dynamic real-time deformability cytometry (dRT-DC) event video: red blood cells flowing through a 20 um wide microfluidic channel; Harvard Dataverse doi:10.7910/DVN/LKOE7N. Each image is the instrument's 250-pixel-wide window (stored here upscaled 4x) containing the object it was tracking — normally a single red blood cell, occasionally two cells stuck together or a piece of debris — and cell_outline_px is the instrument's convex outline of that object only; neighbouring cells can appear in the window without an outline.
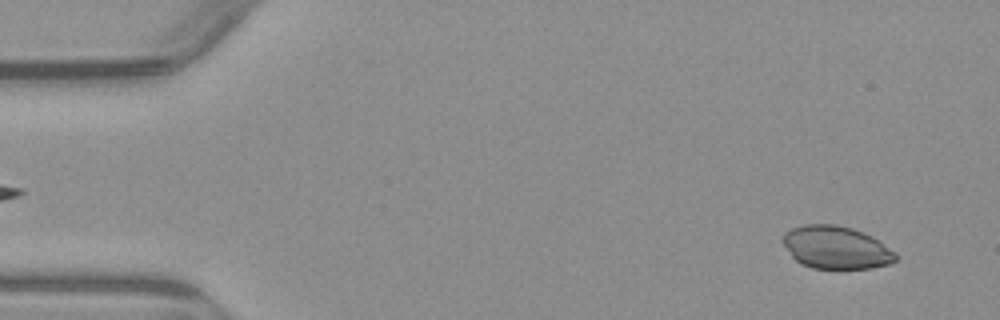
{"species": "common noctule bat (a hibernating species)", "species_latin": "Nyctalus noctula", "temperature_condition": "warm", "stored_images_in_passage": 4, "camera_frame_rate_fps": 3000, "um_per_image_px": 0.085, "animal": {"sex": "male", "body_mass_g": 23.1, "forearm_length_mm": 52.7}, "frame": {"image": 1, "passage_image": 1, "time_ms": 0.0, "image_size_px": [1000, 320], "cell_outline_px": [[900, 256], [892, 264], [872, 268], [812, 268], [800, 264], [792, 256], [780, 240], [784, 232], [792, 228], [804, 224], [836, 224], [852, 228], [864, 232], [872, 236], [896, 252]], "centroid_in_image_um": [71.08, 21.03], "position_along_channel_um": 13.9, "area_um2": 28.5}}
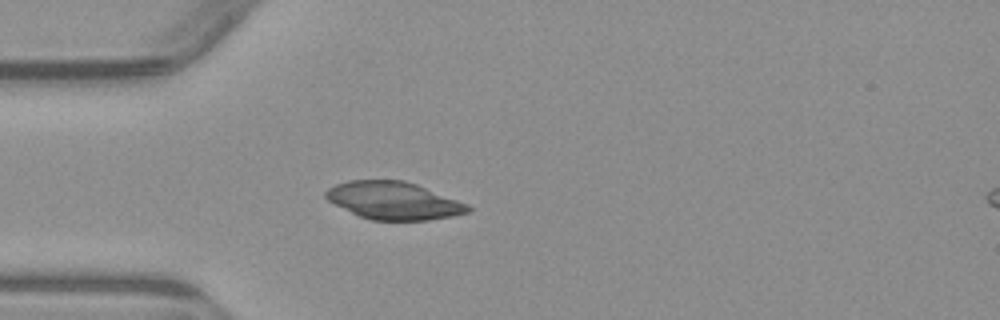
{"frame": {"image": 2, "passage_image": 4, "time_ms": 3.667, "image_size_px": [1000, 320], "cell_outline_px": [[472, 208], [468, 212], [452, 216], [428, 220], [368, 220], [328, 200], [324, 196], [324, 192], [328, 188], [336, 184], [348, 180], [404, 180], [416, 184], [468, 204]], "centroid_in_image_um": [33.45, 17.05], "position_along_channel_um": 51.5, "area_um2": 30.92}}